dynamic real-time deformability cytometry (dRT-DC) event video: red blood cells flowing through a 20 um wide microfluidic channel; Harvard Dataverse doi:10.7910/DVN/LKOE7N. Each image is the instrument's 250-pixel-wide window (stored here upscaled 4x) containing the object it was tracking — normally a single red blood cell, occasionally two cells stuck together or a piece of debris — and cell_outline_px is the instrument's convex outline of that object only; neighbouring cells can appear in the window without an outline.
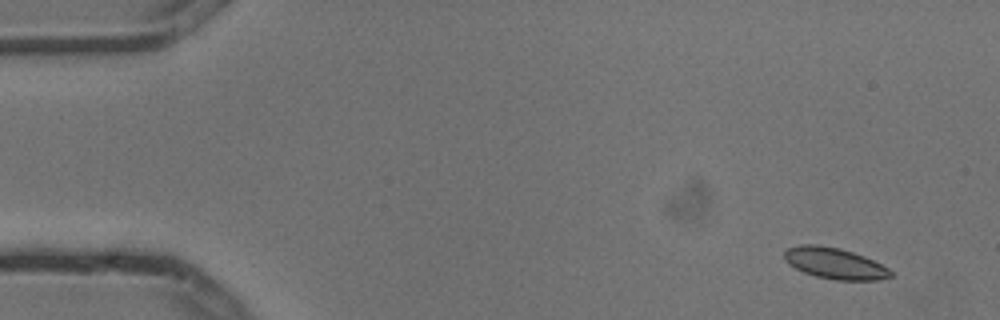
{"species": "common noctule bat (a hibernating species)", "species_latin": "Nyctalus noctula", "temperature_condition": "cold", "stored_images_in_passage": 4, "camera_frame_rate_fps": 3000, "um_per_image_px": 0.085, "animal": {"sex": "male", "body_mass_g": 13.3}, "frame": {"image": 1, "passage_image": 1, "time_ms": 0.0, "image_size_px": [1000, 320], "cell_outline_px": [[892, 276], [880, 280], [836, 280], [816, 276], [804, 272], [788, 264], [784, 260], [784, 252], [788, 248], [800, 244], [816, 244], [840, 248], [864, 256], [888, 268], [892, 272]], "centroid_in_image_um": [70.93, 22.38], "position_along_channel_um": 14.1, "area_um2": 19.25}}
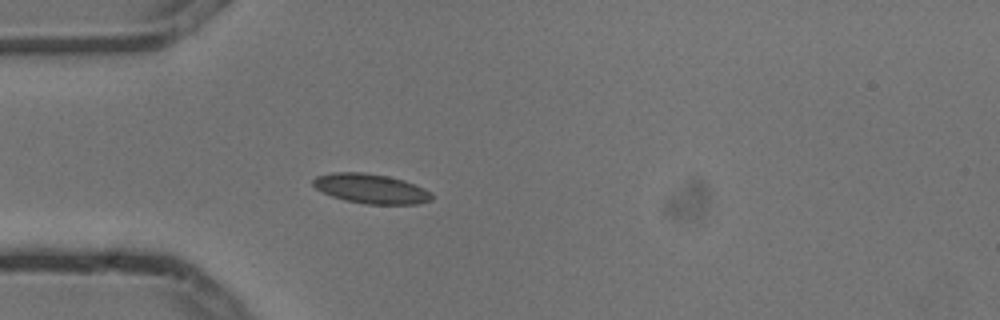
{"frame": {"image": 2, "passage_image": 4, "time_ms": 1.0, "image_size_px": [1000, 320], "cell_outline_px": [[432, 200], [416, 204], [364, 204], [344, 200], [332, 196], [316, 188], [312, 184], [312, 180], [316, 176], [332, 172], [364, 172], [388, 176], [404, 180], [424, 188], [432, 196]], "centroid_in_image_um": [31.5, 16.03], "position_along_channel_um": 53.5, "area_um2": 20.46}}